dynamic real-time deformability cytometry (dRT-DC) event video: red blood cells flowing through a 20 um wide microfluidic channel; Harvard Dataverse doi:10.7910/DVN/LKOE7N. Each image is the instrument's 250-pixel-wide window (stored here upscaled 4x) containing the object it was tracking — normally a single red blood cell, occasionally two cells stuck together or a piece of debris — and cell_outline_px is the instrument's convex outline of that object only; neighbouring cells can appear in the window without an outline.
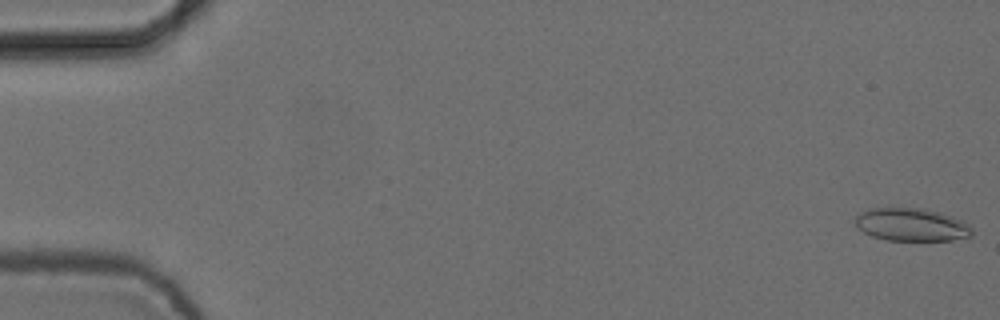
{"species": "common noctule bat (a hibernating species)", "species_latin": "Nyctalus noctula", "temperature_condition": "cold", "stored_images_in_passage": 7, "camera_frame_rate_fps": 3000, "um_per_image_px": 0.085, "animal": {"sex": "female", "body_mass_g": 24.6, "forearm_length_mm": 56.2}, "frame": {"image": 1, "passage_image": 1, "time_ms": 0.0, "image_size_px": [1000, 320], "cell_outline_px": [[972, 236], [952, 240], [888, 240], [872, 236], [864, 232], [856, 224], [856, 216], [860, 212], [868, 208], [924, 208], [940, 212], [964, 220], [972, 228]], "centroid_in_image_um": [77.51, 19.08], "position_along_channel_um": 7.5, "area_um2": 22.43}}
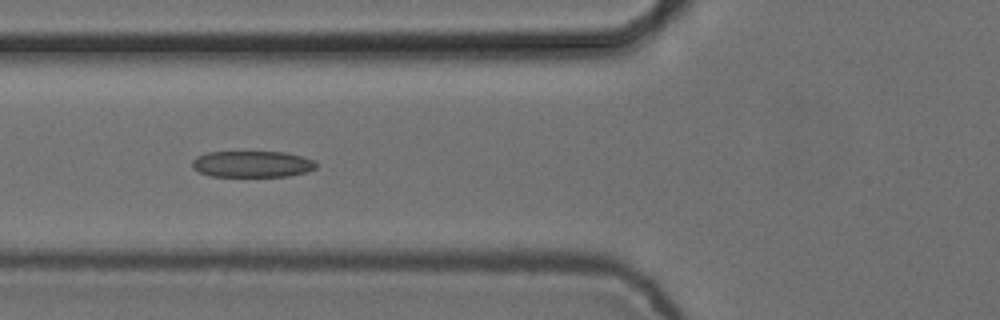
{"frame": {"image": 2, "passage_image": 6, "time_ms": 1.667, "image_size_px": [1000, 320], "cell_outline_px": [[316, 168], [308, 172], [288, 176], [208, 176], [192, 168], [192, 160], [196, 156], [208, 152], [284, 152], [316, 160]], "centroid_in_image_um": [21.43, 13.95], "position_along_channel_um": 104.4, "area_um2": 19.13}}
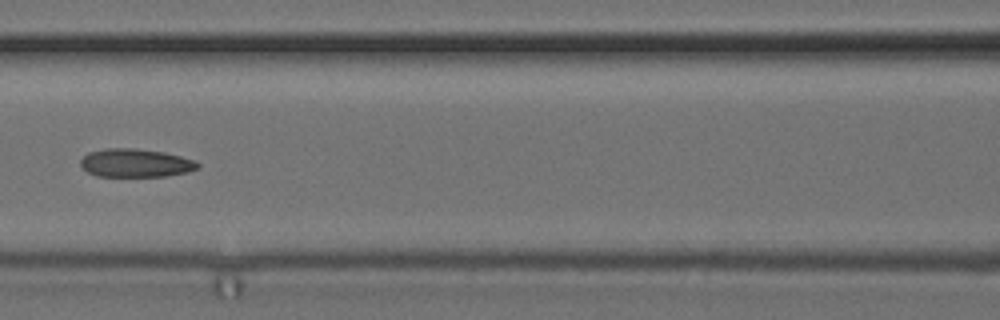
{"frame": {"image": 3, "passage_image": 7, "time_ms": 2.0, "image_size_px": [1000, 320], "cell_outline_px": [[200, 168], [188, 172], [168, 176], [96, 176], [88, 172], [80, 164], [80, 160], [88, 152], [108, 148], [136, 148], [164, 152], [196, 160], [200, 164]], "centroid_in_image_um": [11.56, 13.85], "position_along_channel_um": 155.0, "area_um2": 19.48}}